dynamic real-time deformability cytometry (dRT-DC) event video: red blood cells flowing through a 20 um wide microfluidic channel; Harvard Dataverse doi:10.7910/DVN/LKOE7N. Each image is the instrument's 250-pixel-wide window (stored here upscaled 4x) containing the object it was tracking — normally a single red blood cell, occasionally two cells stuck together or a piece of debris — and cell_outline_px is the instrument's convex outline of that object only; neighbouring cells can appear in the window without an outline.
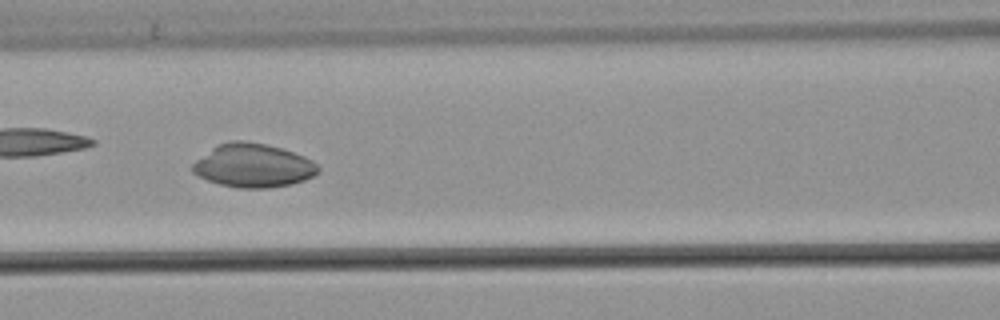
{"species": "common noctule bat (a hibernating species)", "species_latin": "Nyctalus noctula", "temperature_condition": "warm", "stored_images_in_passage": 8, "camera_frame_rate_fps": 3000, "um_per_image_px": 0.085, "animal": {"sex": "male", "body_mass_g": 21.5, "forearm_length_mm": 52.0}, "frame": {"image": 1, "passage_image": 7, "time_ms": 2.0, "image_size_px": [1000, 320], "cell_outline_px": [[320, 172], [304, 180], [292, 184], [268, 188], [236, 188], [220, 184], [208, 180], [192, 172], [192, 164], [196, 160], [212, 148], [220, 144], [232, 140], [244, 140], [264, 144], [280, 148], [304, 156], [312, 160], [320, 168]], "centroid_in_image_um": [21.53, 14.08], "position_along_channel_um": 145.1, "area_um2": 31.73}}